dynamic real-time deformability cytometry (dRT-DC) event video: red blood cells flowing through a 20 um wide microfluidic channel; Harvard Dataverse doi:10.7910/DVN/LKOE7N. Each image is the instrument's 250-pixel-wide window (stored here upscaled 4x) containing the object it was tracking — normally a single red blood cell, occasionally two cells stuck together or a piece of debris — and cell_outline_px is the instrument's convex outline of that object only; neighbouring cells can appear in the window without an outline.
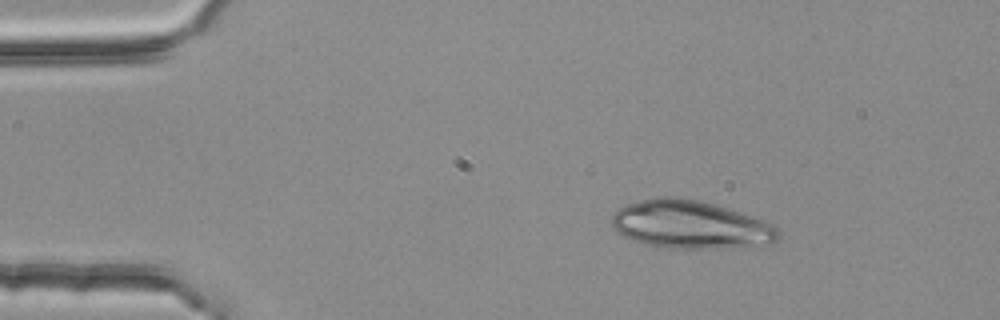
{"species": "common noctule bat (a hibernating species)", "species_latin": "Nyctalus noctula", "temperature_condition": "room temperature", "stored_images_in_passage": 4, "camera_frame_rate_fps": 3000, "um_per_image_px": 0.085, "animal": {"sex": "female", "body_mass_g": 25.1}, "frame": {"image": 1, "passage_image": 1, "time_ms": 0.0, "image_size_px": [1000, 320], "cell_outline_px": [[780, 240], [772, 244], [732, 248], [672, 248], [644, 244], [624, 236], [612, 228], [612, 212], [628, 204], [640, 200], [656, 196], [676, 196], [700, 200], [768, 220], [780, 228]], "centroid_in_image_um": [58.77, 19.09], "position_along_channel_um": 26.2, "area_um2": 47.45}}
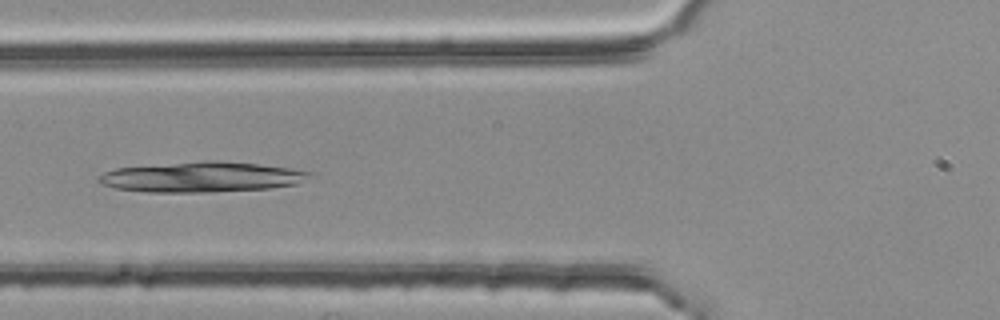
{"frame": {"image": 2, "passage_image": 4, "time_ms": 1.0, "image_size_px": [1000, 320], "cell_outline_px": [[316, 172], [296, 184], [268, 188], [208, 192], [148, 192], [116, 188], [100, 184], [96, 180], [96, 176], [104, 172], [116, 168], [212, 160], [216, 160], [260, 164]], "centroid_in_image_um": [17.11, 15.04], "position_along_channel_um": 108.7, "area_um2": 36.99}}